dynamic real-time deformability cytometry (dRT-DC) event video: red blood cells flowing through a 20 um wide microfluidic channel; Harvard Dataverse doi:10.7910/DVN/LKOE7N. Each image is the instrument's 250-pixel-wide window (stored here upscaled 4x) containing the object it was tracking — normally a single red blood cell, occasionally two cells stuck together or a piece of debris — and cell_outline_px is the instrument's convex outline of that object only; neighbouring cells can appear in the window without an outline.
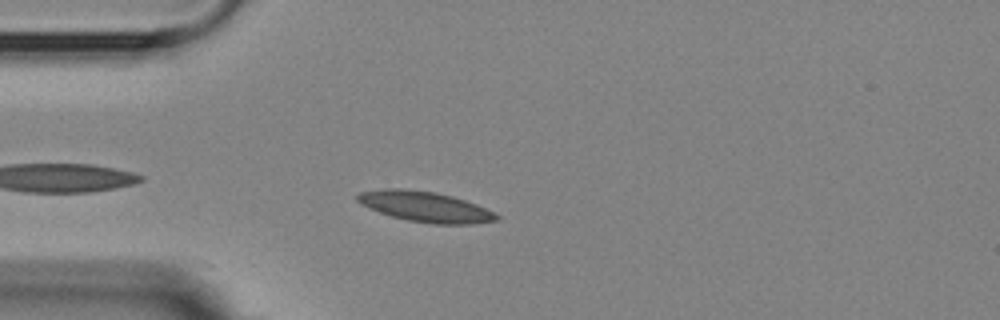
{"species": "Egyptian fruit bat (a non-hibernating species)", "species_latin": "Rousettus aegyptiacus", "temperature_condition": "room temperature", "stored_images_in_passage": 3, "camera_frame_rate_fps": 3000, "um_per_image_px": 0.085, "animal": {"sex": "female"}, "frame": {"image": 1, "passage_image": 2, "time_ms": 2.0, "image_size_px": [1000, 320], "cell_outline_px": [[500, 220], [472, 224], [432, 224], [408, 220], [392, 216], [368, 208], [360, 204], [356, 200], [356, 196], [360, 192], [384, 188], [404, 188], [436, 192], [452, 196], [476, 204], [500, 216]], "centroid_in_image_um": [36.12, 17.56], "position_along_channel_um": 48.9, "area_um2": 24.68}}